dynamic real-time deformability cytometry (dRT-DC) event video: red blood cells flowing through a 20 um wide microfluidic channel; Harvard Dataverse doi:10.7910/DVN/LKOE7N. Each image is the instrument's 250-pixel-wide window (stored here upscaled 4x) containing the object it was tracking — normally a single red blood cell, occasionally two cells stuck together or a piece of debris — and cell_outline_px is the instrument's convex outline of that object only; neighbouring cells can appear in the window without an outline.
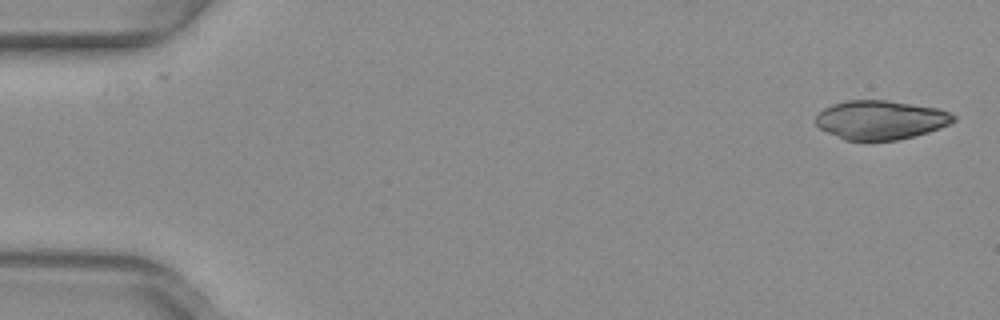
{"species": "common noctule bat (a hibernating species)", "species_latin": "Nyctalus noctula", "temperature_condition": "warm", "stored_images_in_passage": 50, "camera_frame_rate_fps": 3000, "um_per_image_px": 0.085, "animal": {"sex": "female", "body_mass_g": 29.2, "forearm_length_mm": 56.3}, "frame": {"image": 1, "passage_image": 1, "time_ms": 0.0, "image_size_px": [1000, 320], "cell_outline_px": [[956, 120], [940, 128], [928, 132], [896, 140], [844, 140], [820, 128], [816, 124], [816, 116], [824, 108], [832, 104], [848, 100], [888, 100], [936, 108], [948, 112], [956, 116]], "centroid_in_image_um": [74.84, 10.18], "position_along_channel_um": 10.2, "area_um2": 31.04}}